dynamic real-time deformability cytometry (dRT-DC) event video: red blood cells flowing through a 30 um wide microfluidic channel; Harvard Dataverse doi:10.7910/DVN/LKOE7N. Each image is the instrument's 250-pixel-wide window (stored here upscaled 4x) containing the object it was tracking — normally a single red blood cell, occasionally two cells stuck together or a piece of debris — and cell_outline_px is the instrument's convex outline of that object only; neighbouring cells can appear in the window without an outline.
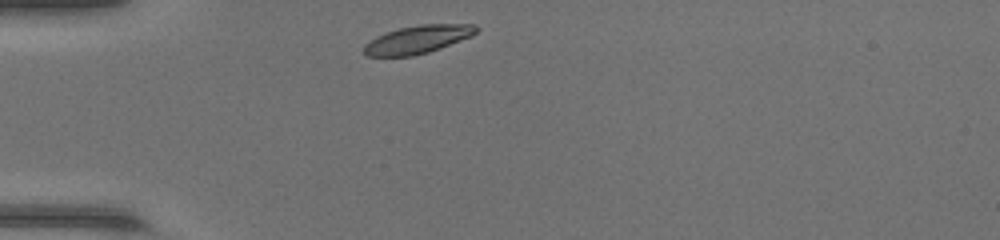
{"species": "common noctule bat (a hibernating species)", "species_latin": "Nyctalus noctula", "temperature_condition": "warm", "stored_images_in_passage": 29, "camera_frame_rate_fps": 3000, "um_per_image_px": 0.085, "animal": {"sex": "female", "body_mass_g": 17.0, "forearm_length_mm": 48.0}, "frame": {"image": 1, "passage_image": 1, "time_ms": 0.0, "image_size_px": [1000, 240], "cell_outline_px": [[480, 28], [472, 36], [440, 48], [428, 52], [412, 56], [364, 56], [364, 44], [376, 36], [400, 28], [420, 24], [476, 24]], "centroid_in_image_um": [35.52, 3.35], "position_along_channel_um": 49.5, "area_um2": 18.32}}
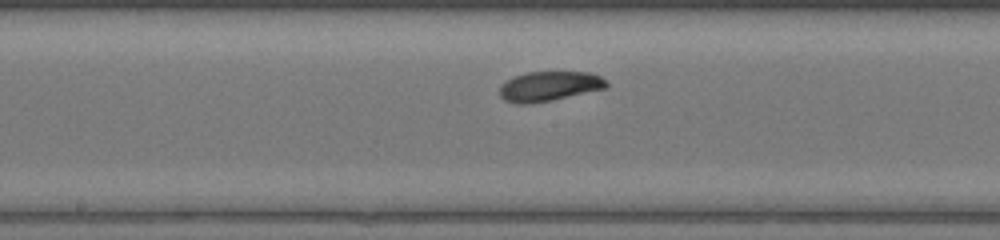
{"frame": {"image": 2, "passage_image": 13, "time_ms": 4.0, "image_size_px": [1000, 240], "cell_outline_px": [[608, 88], [552, 100], [528, 104], [516, 104], [504, 100], [500, 96], [500, 84], [512, 76], [528, 72], [588, 72], [600, 76], [608, 84]], "centroid_in_image_um": [46.65, 7.33], "position_along_channel_um": 201.5, "area_um2": 18.67}}
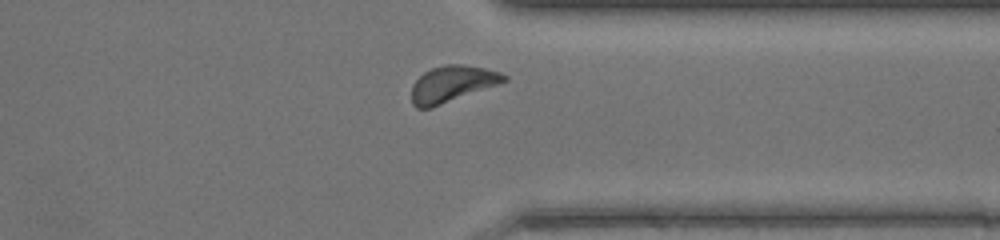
{"frame": {"image": 3, "passage_image": 25, "time_ms": 8.0, "image_size_px": [1000, 240], "cell_outline_px": [[508, 80], [432, 108], [416, 108], [412, 104], [412, 84], [424, 72], [432, 68], [444, 64], [464, 64], [484, 68], [500, 72], [508, 76]], "centroid_in_image_um": [38.41, 7.13], "position_along_channel_um": 373.0, "area_um2": 19.48}, "authors_computed_cell_mechanics": {"area_um2": 18.785, "velocity_mm_per_s": 4.3086, "shape_relaxation_time_tau1_ms": 1.4155, "shape_relaxation_time_tau2_ms": null, "deformation_change_tau1": 0.0684, "deformation_change_tau2": null}}